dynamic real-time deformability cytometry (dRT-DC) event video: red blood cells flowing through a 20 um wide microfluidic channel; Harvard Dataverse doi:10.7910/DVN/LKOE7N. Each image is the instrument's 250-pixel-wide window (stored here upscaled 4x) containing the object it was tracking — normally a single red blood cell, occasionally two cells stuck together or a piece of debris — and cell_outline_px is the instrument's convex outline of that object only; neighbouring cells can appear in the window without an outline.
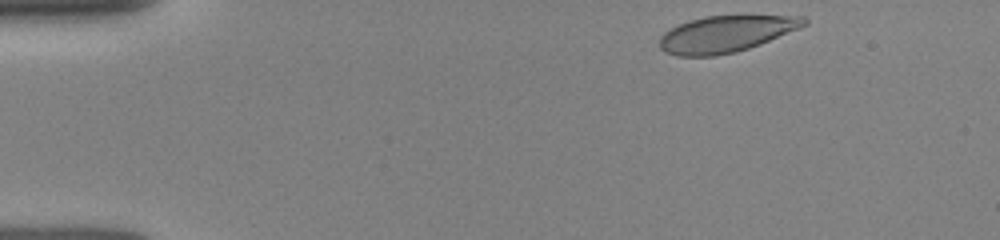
{"species": "human", "species_latin": "Homo sapiens", "temperature_condition": "room temperature", "stored_images_in_passage": 28, "camera_frame_rate_fps": 3000, "um_per_image_px": 0.085, "donor": {"sex": "female"}, "frame": {"image": 1, "passage_image": 1, "time_ms": 0.0, "image_size_px": [1000, 240], "cell_outline_px": [[808, 24], [760, 44], [736, 52], [716, 56], [676, 56], [664, 52], [660, 48], [660, 36], [664, 32], [688, 20], [704, 16], [804, 16], [808, 20]], "centroid_in_image_um": [61.67, 2.89], "position_along_channel_um": 23.3, "area_um2": 30.58}}
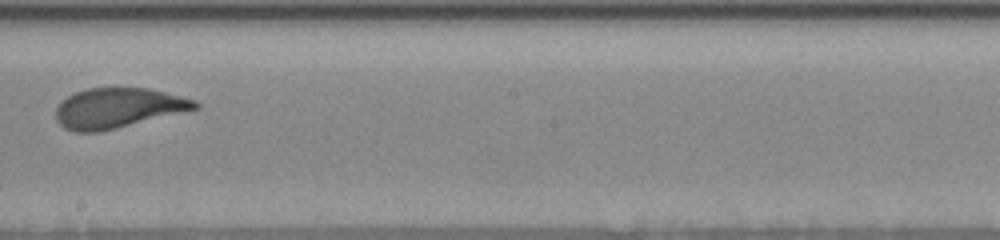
{"frame": {"image": 2, "passage_image": 15, "time_ms": 7.333, "image_size_px": [1000, 240], "cell_outline_px": [[200, 108], [100, 132], [76, 132], [64, 128], [56, 120], [56, 108], [68, 96], [76, 92], [88, 88], [148, 88], [196, 100], [200, 104]], "centroid_in_image_um": [10.04, 9.19], "position_along_channel_um": 238.2, "area_um2": 32.25}}
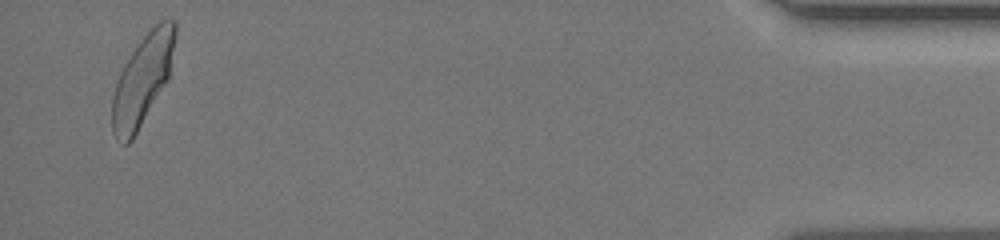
{"frame": {"image": 3, "passage_image": 28, "time_ms": 13.667, "image_size_px": [1000, 240], "cell_outline_px": [[176, 36], [168, 80], [132, 140], [128, 144], [124, 144], [116, 140], [112, 132], [112, 96], [120, 72], [124, 64], [132, 52], [144, 36], [160, 20], [168, 16], [176, 20]], "centroid_in_image_um": [12.12, 6.78], "position_along_channel_um": 423.1, "area_um2": 33.06}}